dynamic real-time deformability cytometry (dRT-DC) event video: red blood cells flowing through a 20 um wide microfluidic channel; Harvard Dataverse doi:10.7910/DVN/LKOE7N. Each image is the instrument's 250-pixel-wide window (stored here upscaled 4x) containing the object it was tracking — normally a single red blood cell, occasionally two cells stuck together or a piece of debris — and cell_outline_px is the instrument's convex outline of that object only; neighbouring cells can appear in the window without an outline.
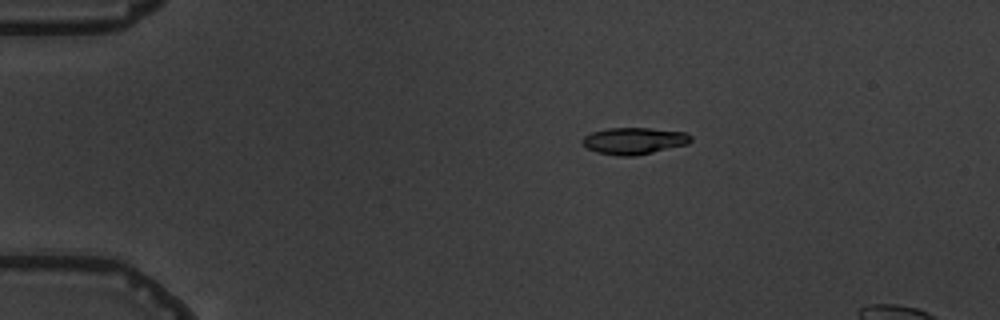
{"species": "common noctule bat (a hibernating species)", "species_latin": "Nyctalus noctula", "temperature_condition": "warm", "stored_images_in_passage": 9, "camera_frame_rate_fps": 3000, "um_per_image_px": 0.085, "animal": {"sex": "male", "body_mass_g": 19.5, "forearm_length_mm": 54.6}, "frame": {"image": 1, "passage_image": 3, "time_ms": 2.333, "image_size_px": [1000, 320], "cell_outline_px": [[692, 140], [688, 144], [636, 156], [620, 156], [596, 152], [588, 148], [580, 140], [584, 136], [592, 132], [608, 128], [648, 128], [688, 132], [692, 136]], "centroid_in_image_um": [53.92, 11.97], "position_along_channel_um": 31.1, "area_um2": 16.99}}
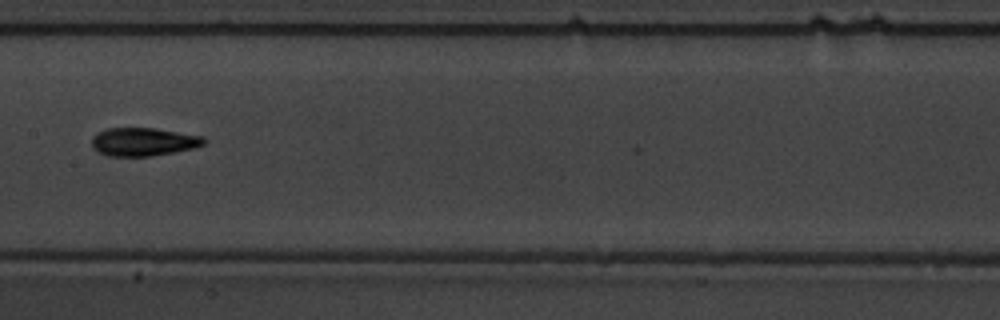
{"frame": {"image": 2, "passage_image": 8, "time_ms": 8.333, "image_size_px": [1000, 320], "cell_outline_px": [[208, 140], [204, 144], [196, 148], [152, 156], [108, 156], [92, 148], [92, 136], [96, 132], [108, 128], [152, 128], [204, 136]], "centroid_in_image_um": [12.2, 12.05], "position_along_channel_um": 195.2, "area_um2": 18.61}}
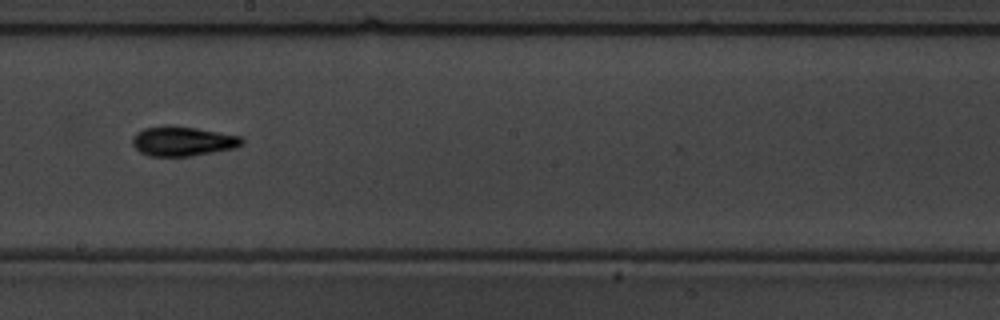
{"frame": {"image": 3, "passage_image": 9, "time_ms": 9.333, "image_size_px": [1000, 320], "cell_outline_px": [[244, 140], [240, 144], [232, 148], [192, 156], [148, 156], [140, 152], [132, 144], [132, 136], [136, 132], [144, 128], [196, 128], [240, 136]], "centroid_in_image_um": [15.49, 12.04], "position_along_channel_um": 232.7, "area_um2": 18.09}}